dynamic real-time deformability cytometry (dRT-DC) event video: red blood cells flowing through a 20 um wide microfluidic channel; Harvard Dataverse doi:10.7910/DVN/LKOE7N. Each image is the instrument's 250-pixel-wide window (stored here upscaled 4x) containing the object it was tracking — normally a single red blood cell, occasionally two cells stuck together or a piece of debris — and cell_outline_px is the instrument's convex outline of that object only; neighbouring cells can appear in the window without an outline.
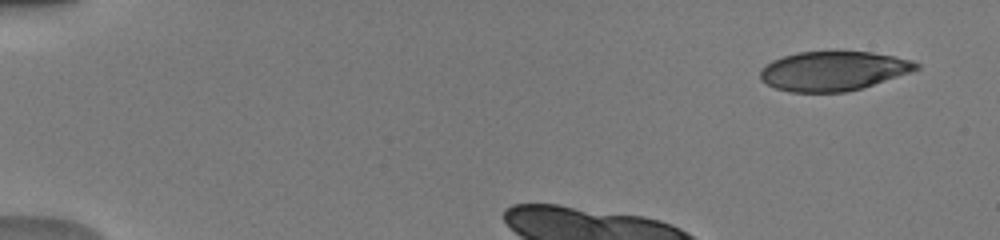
{"species": "human", "species_latin": "Homo sapiens", "temperature_condition": "warm", "stored_images_in_passage": 9, "camera_frame_rate_fps": 3000, "um_per_image_px": 0.085, "donor": {"sex": "male"}, "frame": {"image": 1, "passage_image": 1, "time_ms": 0.0, "image_size_px": [1000, 240], "cell_outline_px": [[920, 68], [912, 72], [860, 88], [844, 92], [788, 92], [776, 88], [760, 80], [760, 68], [772, 60], [784, 56], [800, 52], [872, 52], [896, 56], [912, 60], [920, 64]], "centroid_in_image_um": [70.83, 6.03], "position_along_channel_um": 14.2, "area_um2": 35.72}}